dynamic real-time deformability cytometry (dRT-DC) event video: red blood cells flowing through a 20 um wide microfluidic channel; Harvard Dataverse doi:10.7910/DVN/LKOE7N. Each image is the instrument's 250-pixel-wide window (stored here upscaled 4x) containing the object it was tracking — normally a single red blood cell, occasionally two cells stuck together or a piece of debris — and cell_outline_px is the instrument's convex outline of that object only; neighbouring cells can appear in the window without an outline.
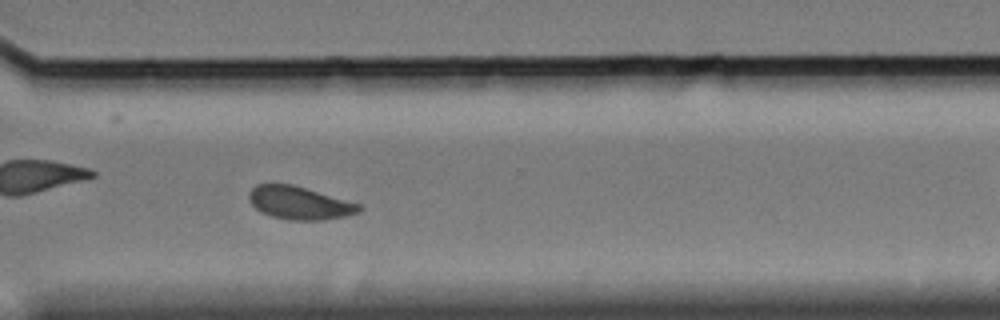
{"species": "Egyptian fruit bat (a non-hibernating species)", "species_latin": "Rousettus aegyptiacus", "temperature_condition": "cold", "stored_images_in_passage": 56, "camera_frame_rate_fps": 3000, "um_per_image_px": 0.085, "animal": {"sex": "female"}, "frame": {"image": 1, "passage_image": 40, "time_ms": 13.0, "image_size_px": [1000, 320], "cell_outline_px": [[364, 208], [360, 212], [348, 216], [324, 220], [288, 220], [272, 216], [260, 212], [252, 204], [248, 196], [248, 192], [256, 184], [292, 184], [360, 204]], "centroid_in_image_um": [25.47, 17.26], "position_along_channel_um": 345.1, "area_um2": 21.21}}